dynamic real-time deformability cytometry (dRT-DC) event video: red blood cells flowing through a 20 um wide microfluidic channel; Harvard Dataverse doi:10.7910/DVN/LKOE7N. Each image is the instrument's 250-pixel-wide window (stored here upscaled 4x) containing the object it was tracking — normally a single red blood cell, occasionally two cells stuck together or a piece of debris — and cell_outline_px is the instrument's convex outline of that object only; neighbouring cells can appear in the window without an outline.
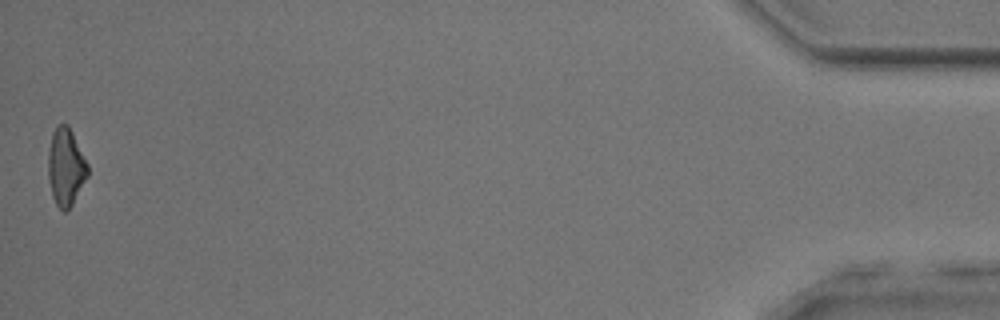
{"species": "common noctule bat (a hibernating species)", "species_latin": "Nyctalus noctula", "temperature_condition": "room temperature", "stored_images_in_passage": 36, "camera_frame_rate_fps": 3000, "um_per_image_px": 0.085, "animal": {"sex": "male", "body_mass_g": 17.9, "forearm_length_mm": 54.2}, "frame": {"image": 1, "passage_image": 36, "time_ms": 11.667, "image_size_px": [1000, 320], "cell_outline_px": [[88, 176], [72, 204], [64, 212], [56, 204], [52, 196], [48, 180], [48, 152], [52, 132], [60, 124], [68, 124], [88, 164]], "centroid_in_image_um": [5.58, 14.19], "position_along_channel_um": 429.6, "area_um2": 17.74}, "authors_computed_cell_mechanics": {"area_um2": 18.4671, "velocity_mm_per_s": 4.0059, "shape_relaxation_time_tau1_ms": null, "shape_relaxation_time_tau2_ms": 2.7432, "deformation_change_tau1": null, "deformation_change_tau2": 0.1265}}